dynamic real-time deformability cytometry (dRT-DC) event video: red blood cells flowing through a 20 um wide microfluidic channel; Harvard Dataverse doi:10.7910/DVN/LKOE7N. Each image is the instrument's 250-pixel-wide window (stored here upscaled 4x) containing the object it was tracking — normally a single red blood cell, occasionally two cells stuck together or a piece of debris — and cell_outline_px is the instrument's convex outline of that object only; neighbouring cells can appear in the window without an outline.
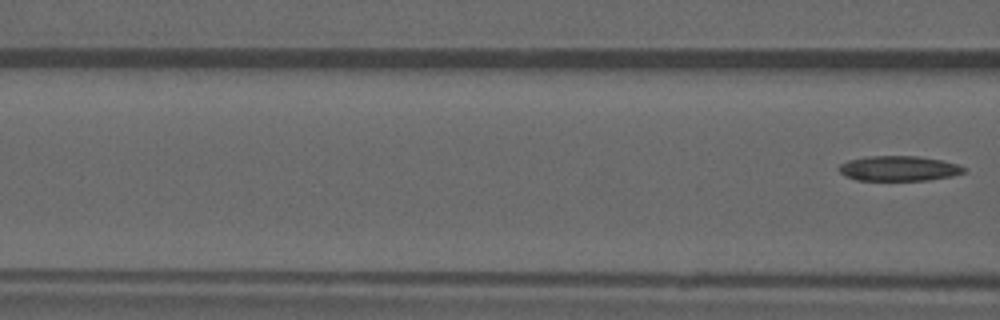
{"species": "common noctule bat (a hibernating species)", "species_latin": "Nyctalus noctula", "temperature_condition": "warm", "stored_images_in_passage": 7, "camera_frame_rate_fps": 3000, "um_per_image_px": 0.085, "animal": {"sex": "male", "forearm_length_mm": 52.5}, "frame": {"image": 1, "passage_image": 7, "time_ms": 7.667, "image_size_px": [1000, 320], "cell_outline_px": [[968, 168], [964, 172], [952, 176], [928, 180], [856, 180], [844, 176], [836, 168], [840, 164], [848, 160], [868, 156], [916, 156], [940, 160], [956, 164]], "centroid_in_image_um": [76.36, 14.32], "position_along_channel_um": 90.2, "area_um2": 18.26}}